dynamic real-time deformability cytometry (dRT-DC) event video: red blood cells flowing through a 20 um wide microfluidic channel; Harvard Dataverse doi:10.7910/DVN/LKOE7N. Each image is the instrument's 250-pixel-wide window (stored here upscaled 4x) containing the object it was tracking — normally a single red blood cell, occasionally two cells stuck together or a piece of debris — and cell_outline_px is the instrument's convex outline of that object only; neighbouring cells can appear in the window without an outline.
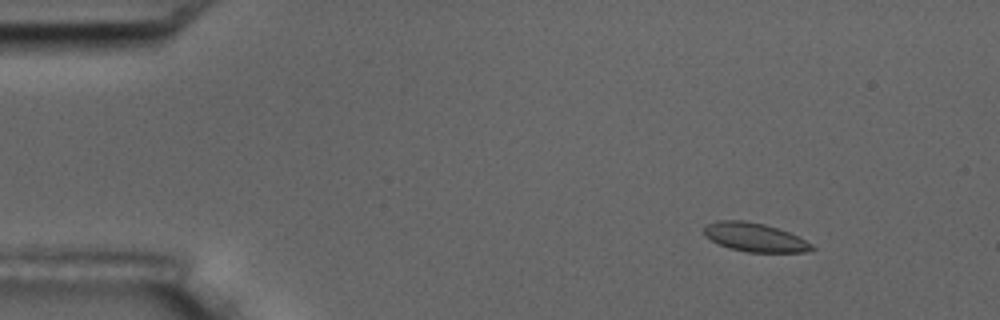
{"species": "common noctule bat (a hibernating species)", "species_latin": "Nyctalus noctula", "temperature_condition": "room temperature", "stored_images_in_passage": 4, "camera_frame_rate_fps": 3000, "um_per_image_px": 0.085, "animal": {"sex": "male", "body_mass_g": 17.5, "forearm_length_mm": 52.3}, "frame": {"image": 1, "passage_image": 1, "time_ms": 0.0, "image_size_px": [1000, 320], "cell_outline_px": [[816, 248], [804, 252], [748, 252], [728, 248], [704, 236], [704, 228], [708, 224], [720, 220], [744, 220], [764, 224], [788, 232], [812, 244]], "centroid_in_image_um": [64.14, 20.17], "position_along_channel_um": 20.9, "area_um2": 17.8}}
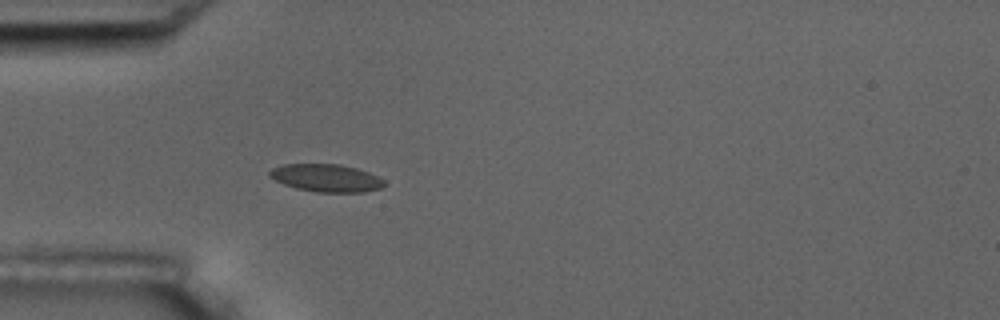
{"frame": {"image": 2, "passage_image": 4, "time_ms": 3.333, "image_size_px": [1000, 320], "cell_outline_px": [[384, 184], [380, 188], [364, 192], [316, 192], [296, 188], [284, 184], [268, 176], [268, 172], [272, 168], [284, 164], [340, 164], [356, 168], [368, 172], [384, 180]], "centroid_in_image_um": [27.7, 15.12], "position_along_channel_um": 57.3, "area_um2": 18.38}}